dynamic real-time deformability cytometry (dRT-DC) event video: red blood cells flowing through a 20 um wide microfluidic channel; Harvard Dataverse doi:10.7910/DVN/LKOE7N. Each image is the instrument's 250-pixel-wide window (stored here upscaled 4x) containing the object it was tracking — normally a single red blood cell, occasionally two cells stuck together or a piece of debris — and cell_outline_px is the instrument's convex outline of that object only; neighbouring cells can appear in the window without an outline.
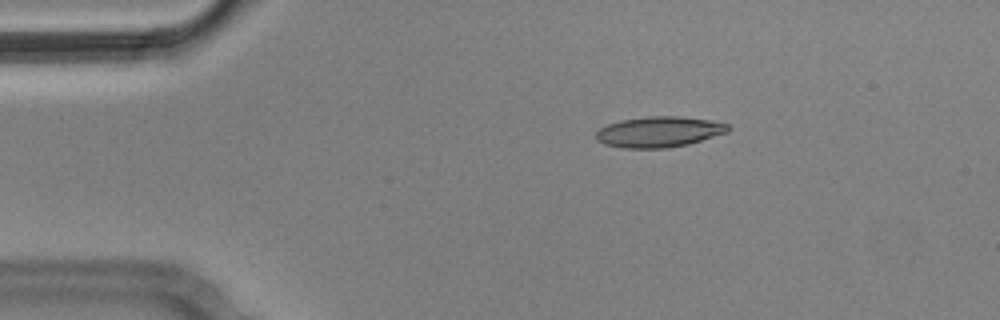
{"species": "Egyptian fruit bat (a non-hibernating species)", "species_latin": "Rousettus aegyptiacus", "temperature_condition": "cold", "stored_images_in_passage": 2, "camera_frame_rate_fps": 3000, "um_per_image_px": 0.085, "animal": {"sex": "male"}, "frame": {"image": 1, "passage_image": 1, "time_ms": 0.0, "image_size_px": [1000, 320], "cell_outline_px": [[732, 128], [728, 132], [688, 144], [664, 148], [624, 148], [604, 144], [596, 140], [596, 132], [600, 128], [608, 124], [620, 120], [648, 116], [680, 116], [708, 120], [728, 124]], "centroid_in_image_um": [56.01, 11.2], "position_along_channel_um": 29.0, "area_um2": 23.58}}